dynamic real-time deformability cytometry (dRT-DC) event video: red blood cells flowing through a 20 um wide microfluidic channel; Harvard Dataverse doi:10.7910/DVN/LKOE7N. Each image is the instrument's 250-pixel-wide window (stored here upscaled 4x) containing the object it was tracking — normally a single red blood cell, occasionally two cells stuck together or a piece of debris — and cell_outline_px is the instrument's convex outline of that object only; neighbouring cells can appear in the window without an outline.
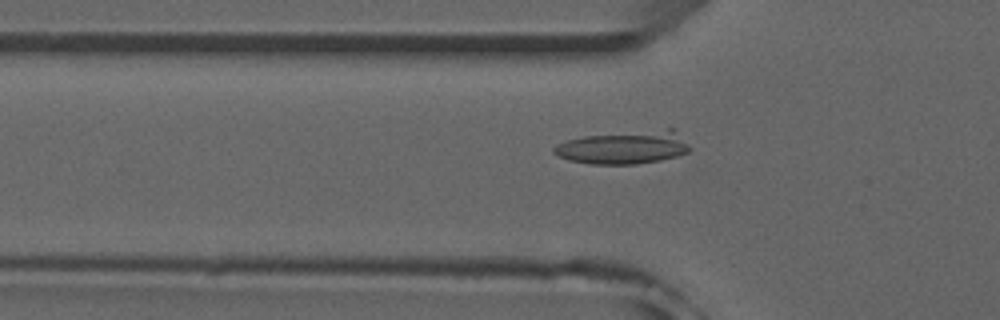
{"species": "common noctule bat (a hibernating species)", "species_latin": "Nyctalus noctula", "temperature_condition": "room temperature", "stored_images_in_passage": 51, "camera_frame_rate_fps": 3000, "um_per_image_px": 0.085, "animal": {"sex": "male", "forearm_length_mm": 52.5}, "frame": {"image": 1, "passage_image": 16, "time_ms": 5.0, "image_size_px": [1000, 320], "cell_outline_px": [[692, 148], [688, 152], [676, 156], [660, 160], [636, 164], [588, 164], [568, 160], [552, 152], [552, 148], [556, 144], [568, 140], [584, 136], [668, 128], [676, 128]], "centroid_in_image_um": [53.07, 12.52], "position_along_channel_um": 72.7, "area_um2": 26.41}}
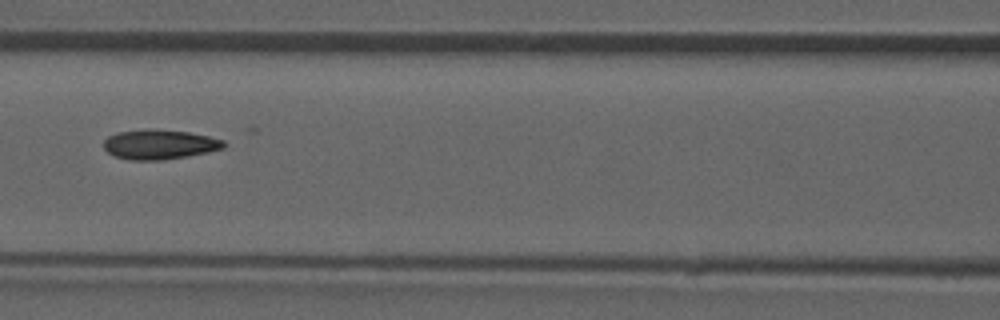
{"frame": {"image": 2, "passage_image": 22, "time_ms": 7.0, "image_size_px": [1000, 320], "cell_outline_px": [[224, 148], [208, 152], [188, 156], [160, 160], [132, 160], [116, 156], [108, 152], [104, 148], [104, 140], [108, 136], [116, 132], [148, 128], [156, 128], [188, 132], [208, 136], [224, 140]], "centroid_in_image_um": [13.54, 12.26], "position_along_channel_um": 153.1, "area_um2": 20.87}}
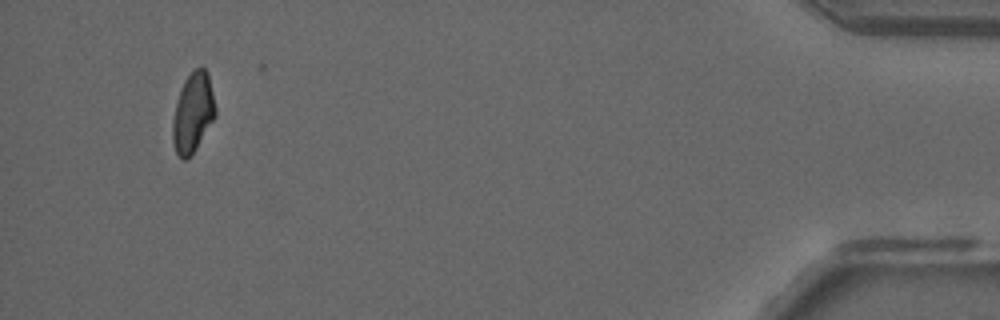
{"frame": {"image": 3, "passage_image": 48, "time_ms": 15.667, "image_size_px": [1000, 320], "cell_outline_px": [[216, 116], [196, 148], [184, 160], [180, 160], [176, 152], [172, 140], [172, 120], [176, 104], [184, 80], [200, 64], [208, 72], [216, 108]], "centroid_in_image_um": [16.4, 9.56], "position_along_channel_um": 418.8, "area_um2": 19.77}, "authors_computed_cell_mechanics": {"area_um2": 20.6924, "velocity_mm_per_s": 3.9566, "shape_relaxation_time_tau1_ms": null, "shape_relaxation_time_tau2_ms": 3.0459, "deformation_change_tau1": null, "deformation_change_tau2": 0.0695}}